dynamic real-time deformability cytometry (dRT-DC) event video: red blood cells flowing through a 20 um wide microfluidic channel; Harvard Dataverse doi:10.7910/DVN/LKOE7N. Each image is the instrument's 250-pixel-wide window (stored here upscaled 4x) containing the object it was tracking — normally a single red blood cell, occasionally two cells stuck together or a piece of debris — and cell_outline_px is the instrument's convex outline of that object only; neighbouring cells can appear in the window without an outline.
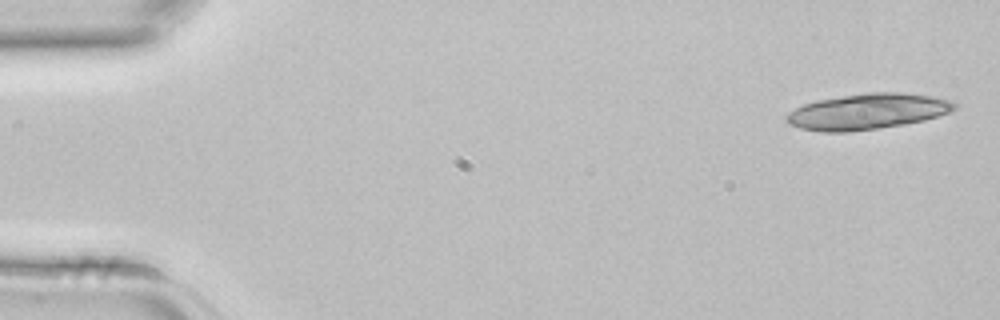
{"species": "common noctule bat (a hibernating species)", "species_latin": "Nyctalus noctula", "temperature_condition": "room temperature", "stored_images_in_passage": 5, "camera_frame_rate_fps": 3000, "um_per_image_px": 0.085, "animal": {"sex": "female", "body_mass_g": 22.7, "forearm_length_mm": 54.2}, "frame": {"image": 1, "passage_image": 1, "time_ms": 0.0, "image_size_px": [1000, 320], "cell_outline_px": [[956, 108], [952, 112], [924, 120], [904, 124], [848, 132], [820, 132], [800, 128], [788, 124], [784, 120], [784, 116], [788, 112], [804, 104], [816, 100], [864, 92], [904, 92], [932, 96], [952, 100], [956, 104]], "centroid_in_image_um": [73.72, 9.47], "position_along_channel_um": 11.3, "area_um2": 35.37}}
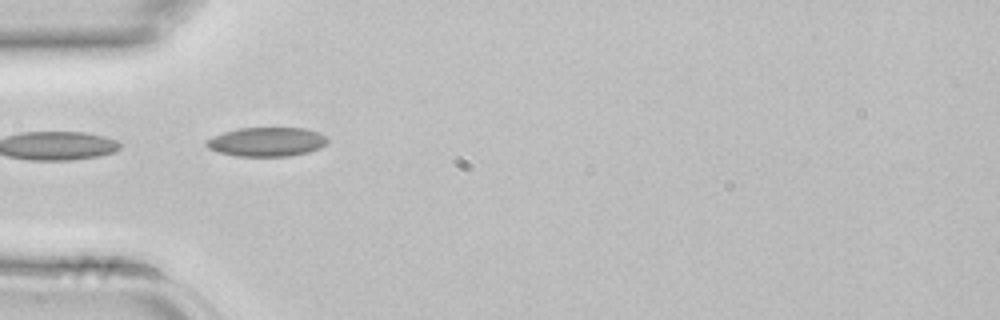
{"frame": {"image": 2, "passage_image": 4, "time_ms": 1.0, "image_size_px": [1000, 320], "cell_outline_px": [[328, 144], [320, 148], [308, 152], [292, 156], [236, 156], [216, 152], [208, 148], [204, 144], [212, 136], [224, 132], [240, 128], [304, 128], [320, 132], [328, 136]], "centroid_in_image_um": [22.71, 12.06], "position_along_channel_um": 62.3, "area_um2": 20.81}}